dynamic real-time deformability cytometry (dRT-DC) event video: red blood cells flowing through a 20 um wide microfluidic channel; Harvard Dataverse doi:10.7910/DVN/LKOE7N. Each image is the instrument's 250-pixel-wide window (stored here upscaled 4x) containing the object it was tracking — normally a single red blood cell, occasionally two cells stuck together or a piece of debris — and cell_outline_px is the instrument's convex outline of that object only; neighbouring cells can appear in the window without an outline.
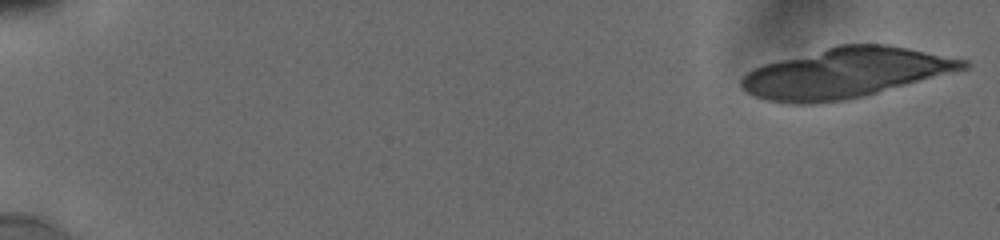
{"species": "human", "species_latin": "Homo sapiens", "temperature_condition": "cold", "stored_images_in_passage": 14, "camera_frame_rate_fps": 3000, "um_per_image_px": 0.085, "donor": {"sex": "male"}, "frame": {"image": 1, "passage_image": 1, "time_ms": 0.0, "image_size_px": [1000, 240], "cell_outline_px": [[968, 68], [864, 96], [844, 100], [816, 104], [792, 104], [768, 100], [756, 96], [748, 92], [740, 84], [740, 80], [752, 68], [764, 64], [836, 44], [888, 44], [968, 60]], "centroid_in_image_um": [71.85, 6.19], "position_along_channel_um": 13.1, "area_um2": 64.33}}